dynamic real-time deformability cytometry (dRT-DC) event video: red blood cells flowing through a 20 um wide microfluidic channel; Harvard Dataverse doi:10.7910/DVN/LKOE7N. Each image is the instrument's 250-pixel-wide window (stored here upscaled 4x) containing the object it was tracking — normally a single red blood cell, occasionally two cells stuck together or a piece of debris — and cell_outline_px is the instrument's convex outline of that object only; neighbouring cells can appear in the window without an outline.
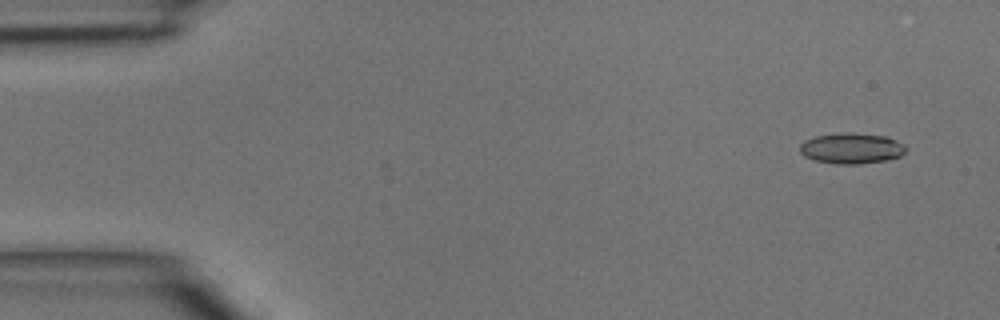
{"species": "common noctule bat (a hibernating species)", "species_latin": "Nyctalus noctula", "temperature_condition": "room temperature", "stored_images_in_passage": 5, "camera_frame_rate_fps": 3000, "um_per_image_px": 0.085, "animal": {"sex": "male", "body_mass_g": 15.6}, "frame": {"image": 1, "passage_image": 1, "time_ms": 0.0, "image_size_px": [1000, 320], "cell_outline_px": [[908, 148], [900, 156], [884, 160], [856, 164], [836, 164], [816, 160], [804, 156], [800, 152], [800, 144], [804, 140], [816, 136], [844, 132], [852, 132], [888, 136], [904, 144]], "centroid_in_image_um": [72.39, 12.59], "position_along_channel_um": 12.6, "area_um2": 19.02}}
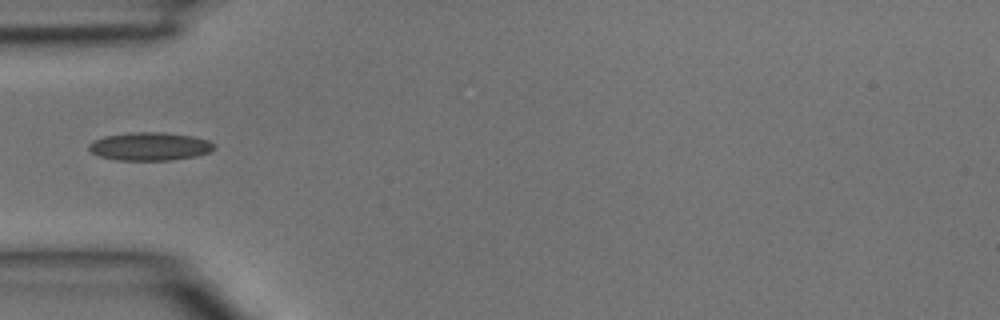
{"frame": {"image": 2, "passage_image": 4, "time_ms": 1.0, "image_size_px": [1000, 320], "cell_outline_px": [[216, 148], [208, 152], [196, 156], [172, 160], [116, 160], [100, 156], [92, 152], [88, 148], [88, 144], [104, 136], [136, 132], [164, 132], [192, 136], [208, 140], [216, 144]], "centroid_in_image_um": [12.77, 12.44], "position_along_channel_um": 72.2, "area_um2": 20.52}}
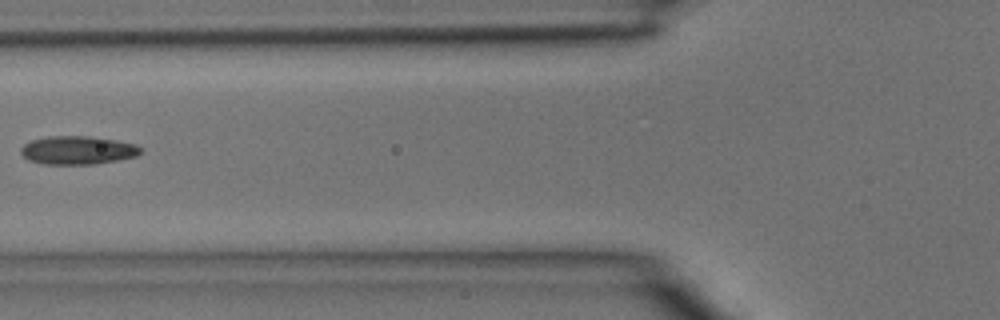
{"frame": {"image": 3, "passage_image": 5, "time_ms": 1.333, "image_size_px": [1000, 320], "cell_outline_px": [[140, 152], [136, 156], [96, 164], [44, 164], [28, 160], [20, 152], [20, 148], [24, 144], [32, 140], [48, 136], [88, 136], [116, 140], [136, 144], [140, 148]], "centroid_in_image_um": [6.57, 12.76], "position_along_channel_um": 119.2, "area_um2": 19.71}}